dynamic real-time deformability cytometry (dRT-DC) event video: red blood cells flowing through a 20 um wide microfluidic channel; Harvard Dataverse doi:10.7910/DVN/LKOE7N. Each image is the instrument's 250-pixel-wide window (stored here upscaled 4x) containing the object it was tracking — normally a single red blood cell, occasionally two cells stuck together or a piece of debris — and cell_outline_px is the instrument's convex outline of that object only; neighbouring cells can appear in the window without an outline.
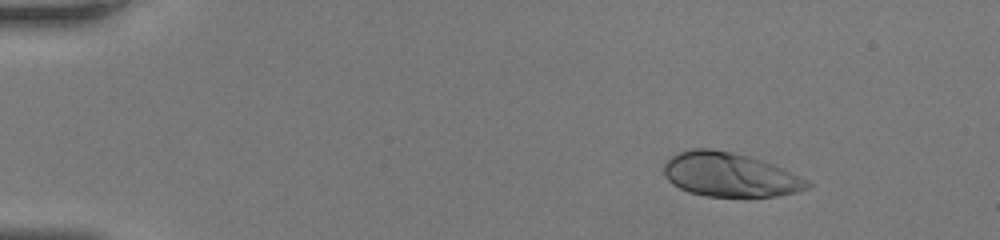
{"species": "human", "species_latin": "Homo sapiens", "temperature_condition": "room temperature", "stored_images_in_passage": 40, "camera_frame_rate_fps": 3000, "um_per_image_px": 0.085, "donor": {"sex": "female"}, "frame": {"image": 1, "passage_image": 1, "time_ms": 0.0, "image_size_px": [1000, 240], "cell_outline_px": [[812, 184], [808, 188], [796, 192], [776, 196], [704, 196], [688, 192], [672, 184], [664, 176], [664, 164], [672, 156], [680, 152], [692, 148], [712, 148], [732, 152], [748, 156], [784, 168], [808, 180]], "centroid_in_image_um": [62.03, 14.85], "position_along_channel_um": 23.0, "area_um2": 36.82}}
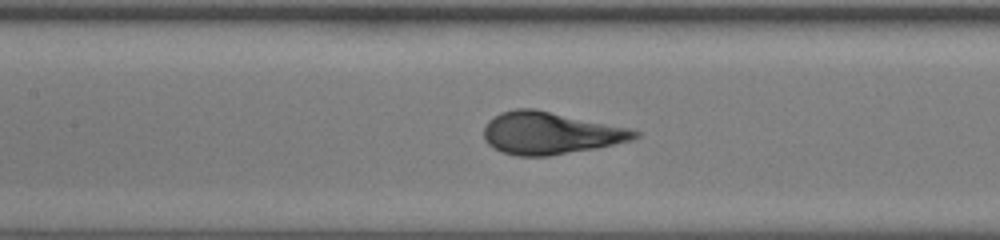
{"frame": {"image": 2, "passage_image": 17, "time_ms": 5.333, "image_size_px": [1000, 240], "cell_outline_px": [[640, 136], [632, 140], [596, 148], [548, 156], [516, 156], [500, 152], [492, 148], [484, 140], [484, 128], [488, 120], [500, 112], [516, 108], [536, 108], [632, 128], [640, 132]], "centroid_in_image_um": [46.77, 11.3], "position_along_channel_um": 160.6, "area_um2": 37.69}}
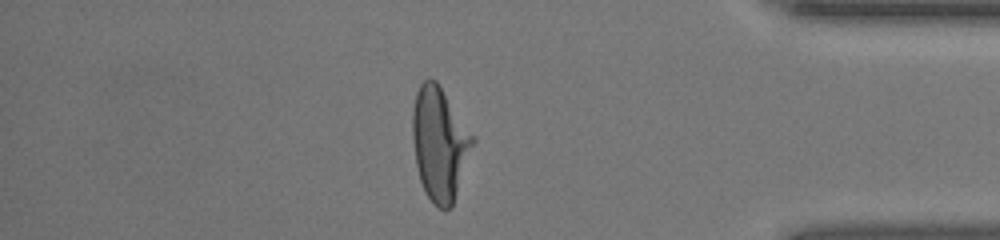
{"frame": {"image": 3, "passage_image": 34, "time_ms": 11.0, "image_size_px": [1000, 240], "cell_outline_px": [[476, 140], [452, 208], [440, 208], [428, 196], [420, 180], [416, 164], [412, 140], [412, 108], [416, 92], [420, 84], [428, 76], [436, 80], [476, 136]], "centroid_in_image_um": [37.39, 12.16], "position_along_channel_um": 397.8, "area_um2": 40.17}}